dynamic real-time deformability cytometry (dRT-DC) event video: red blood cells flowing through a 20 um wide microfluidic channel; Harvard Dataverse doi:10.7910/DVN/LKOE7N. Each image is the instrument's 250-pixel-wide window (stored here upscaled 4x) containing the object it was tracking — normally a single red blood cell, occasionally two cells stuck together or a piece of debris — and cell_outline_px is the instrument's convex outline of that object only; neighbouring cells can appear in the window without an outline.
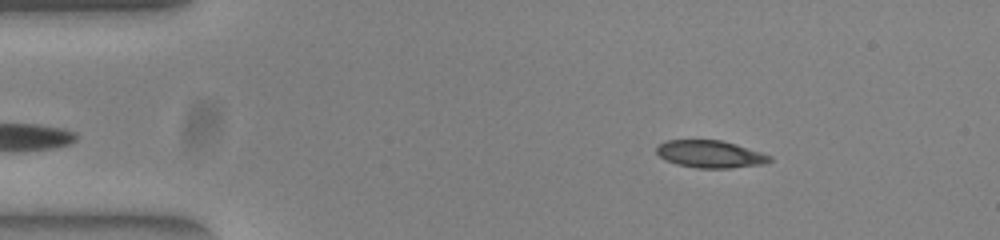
{"species": "common noctule bat (a hibernating species)", "species_latin": "Nyctalus noctula", "temperature_condition": "warm", "stored_images_in_passage": 52, "camera_frame_rate_fps": 3000, "um_per_image_px": 0.085, "animal": {"sex": "female", "body_mass_g": 23.0, "forearm_length_mm": 53.4}, "frame": {"image": 1, "passage_image": 7, "time_ms": 2.0, "image_size_px": [1000, 240], "cell_outline_px": [[772, 160], [760, 164], [728, 168], [696, 168], [676, 164], [660, 156], [656, 152], [656, 148], [664, 140], [720, 140], [736, 144], [772, 156]], "centroid_in_image_um": [60.34, 13.09], "position_along_channel_um": 24.7, "area_um2": 17.8}}
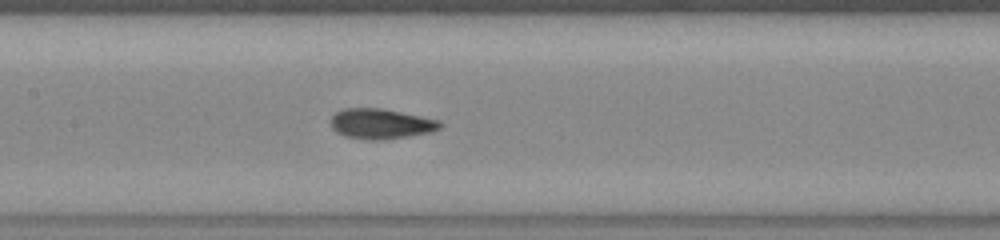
{"frame": {"image": 2, "passage_image": 24, "time_ms": 7.667, "image_size_px": [1000, 240], "cell_outline_px": [[444, 124], [440, 128], [428, 132], [380, 140], [372, 140], [348, 136], [336, 132], [332, 128], [332, 116], [336, 112], [344, 108], [380, 108], [440, 120]], "centroid_in_image_um": [32.37, 10.5], "position_along_channel_um": 175.0, "area_um2": 18.79}}
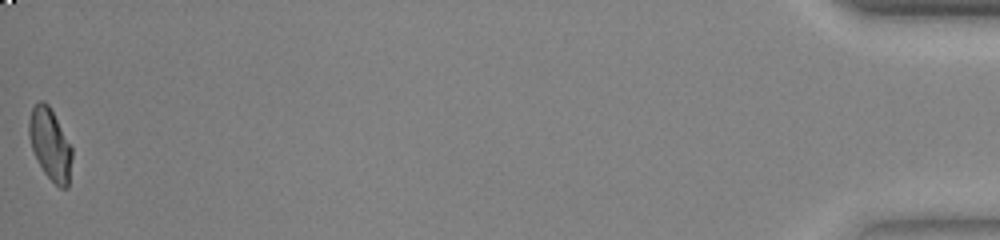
{"frame": {"image": 3, "passage_image": 52, "time_ms": 17.0, "image_size_px": [1000, 240], "cell_outline_px": [[72, 156], [68, 188], [60, 188], [44, 172], [32, 148], [28, 136], [28, 120], [32, 108], [40, 100], [44, 100], [48, 104], [72, 148]], "centroid_in_image_um": [4.25, 12.25], "position_along_channel_um": 430.9, "area_um2": 17.63}, "authors_computed_cell_mechanics": {"area_um2": 18.3515, "velocity_mm_per_s": 3.8519, "shape_relaxation_time_tau1_ms": 9.9754, "shape_relaxation_time_tau2_ms": 1.1814, "deformation_change_tau1": 0.2472, "deformation_change_tau2": 0.0566}}